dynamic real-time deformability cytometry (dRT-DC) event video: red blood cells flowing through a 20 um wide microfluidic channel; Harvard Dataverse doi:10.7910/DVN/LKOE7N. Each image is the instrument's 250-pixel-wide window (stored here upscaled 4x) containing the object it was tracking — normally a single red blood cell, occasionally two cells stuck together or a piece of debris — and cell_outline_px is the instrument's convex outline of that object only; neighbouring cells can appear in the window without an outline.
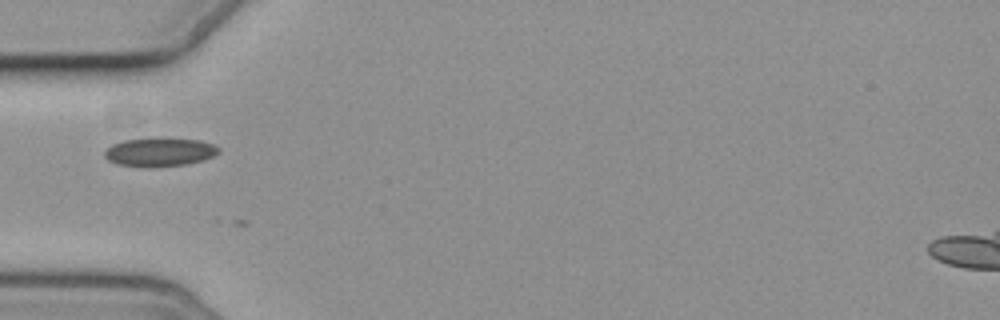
{"species": "common noctule bat (a hibernating species)", "species_latin": "Nyctalus noctula", "temperature_condition": "cold", "stored_images_in_passage": 2, "camera_frame_rate_fps": 3000, "um_per_image_px": 0.085, "animal": {"sex": "female", "body_mass_g": 19.3, "forearm_length_mm": 54.1}, "frame": {"image": 1, "passage_image": 2, "time_ms": 1.333, "image_size_px": [1000, 320], "cell_outline_px": [[220, 152], [204, 160], [188, 164], [116, 164], [108, 160], [104, 156], [104, 152], [112, 144], [124, 140], [200, 140], [212, 144], [220, 148]], "centroid_in_image_um": [13.61, 12.91], "position_along_channel_um": 71.4, "area_um2": 17.51}}